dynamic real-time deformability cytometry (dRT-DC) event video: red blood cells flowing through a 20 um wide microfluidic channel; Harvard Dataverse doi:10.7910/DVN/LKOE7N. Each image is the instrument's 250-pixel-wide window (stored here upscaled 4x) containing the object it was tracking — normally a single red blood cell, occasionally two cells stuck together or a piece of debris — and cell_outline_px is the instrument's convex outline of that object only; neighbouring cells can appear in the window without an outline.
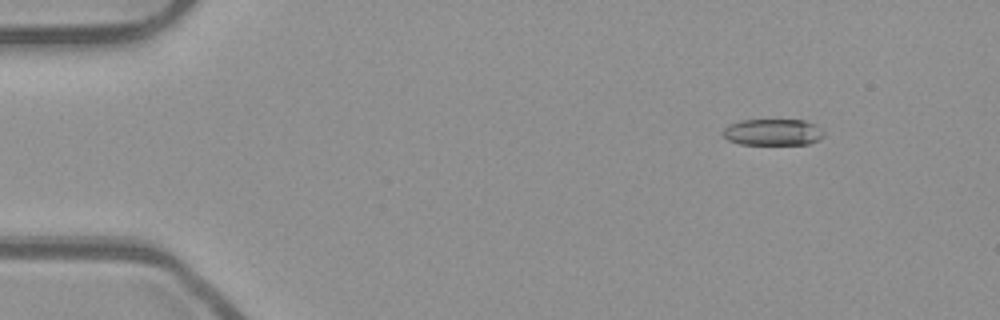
{"species": "common noctule bat (a hibernating species)", "species_latin": "Nyctalus noctula", "temperature_condition": "room temperature", "stored_images_in_passage": 47, "camera_frame_rate_fps": 3000, "um_per_image_px": 0.085, "animal": {"sex": "male", "body_mass_g": 23.1, "forearm_length_mm": 52.7}, "frame": {"image": 1, "passage_image": 1, "time_ms": 0.0, "image_size_px": [1000, 320], "cell_outline_px": [[824, 136], [820, 140], [808, 144], [740, 144], [728, 140], [724, 136], [724, 128], [728, 124], [740, 120], [804, 120], [816, 124], [824, 132]], "centroid_in_image_um": [65.72, 11.23], "position_along_channel_um": 19.3, "area_um2": 15.66}}
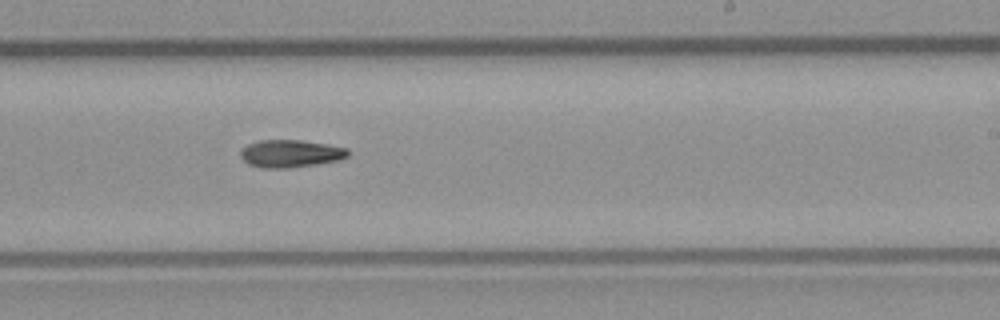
{"frame": {"image": 2, "passage_image": 27, "time_ms": 8.667, "image_size_px": [1000, 320], "cell_outline_px": [[348, 156], [340, 160], [292, 168], [260, 168], [248, 164], [240, 156], [240, 152], [248, 144], [260, 140], [300, 140], [348, 148]], "centroid_in_image_um": [24.68, 13.06], "position_along_channel_um": 264.3, "area_um2": 17.22}}
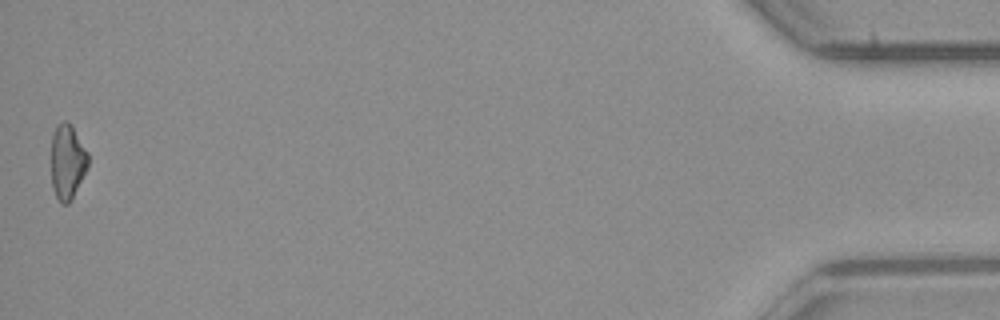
{"frame": {"image": 3, "passage_image": 47, "time_ms": 15.333, "image_size_px": [1000, 320], "cell_outline_px": [[88, 168], [68, 204], [60, 204], [52, 188], [52, 136], [56, 128], [64, 120], [72, 124], [88, 152]], "centroid_in_image_um": [5.74, 13.75], "position_along_channel_um": 429.5, "area_um2": 16.01}}